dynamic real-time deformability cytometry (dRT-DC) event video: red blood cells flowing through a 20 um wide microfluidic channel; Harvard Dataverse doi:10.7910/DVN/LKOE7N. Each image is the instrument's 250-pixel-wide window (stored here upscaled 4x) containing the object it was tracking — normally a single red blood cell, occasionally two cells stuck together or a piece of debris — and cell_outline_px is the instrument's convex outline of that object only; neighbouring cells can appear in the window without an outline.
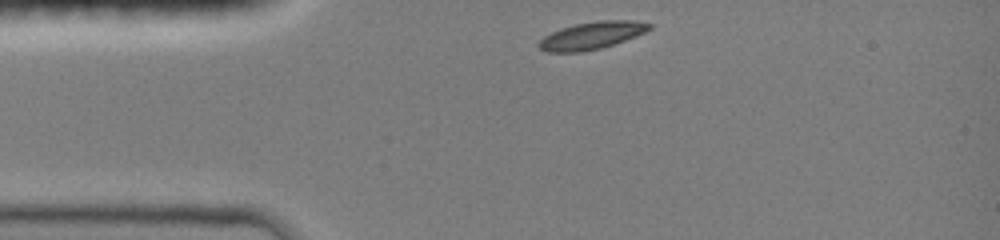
{"species": "common noctule bat (a hibernating species)", "species_latin": "Nyctalus noctula", "temperature_condition": "room temperature", "stored_images_in_passage": 33, "camera_frame_rate_fps": 3000, "um_per_image_px": 0.085, "animal": {"sex": "female", "body_mass_g": 19.0, "forearm_length_mm": 51.5}, "frame": {"image": 1, "passage_image": 1, "time_ms": 0.0, "image_size_px": [1000, 240], "cell_outline_px": [[652, 28], [636, 36], [600, 48], [580, 52], [548, 52], [540, 48], [536, 44], [544, 36], [560, 28], [576, 24], [600, 20], [632, 20], [652, 24]], "centroid_in_image_um": [50.28, 3.01], "position_along_channel_um": 34.7, "area_um2": 17.46}}
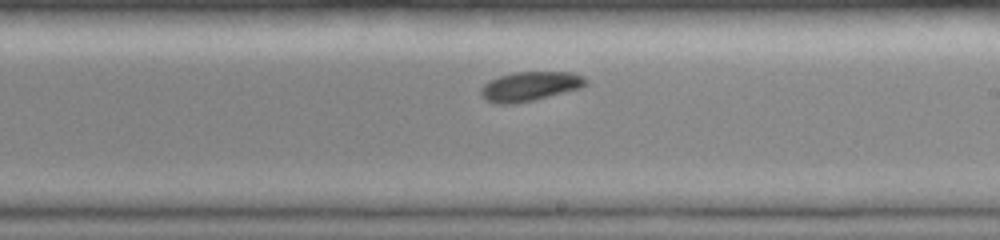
{"frame": {"image": 2, "passage_image": 19, "time_ms": 6.0, "image_size_px": [1000, 240], "cell_outline_px": [[588, 84], [580, 88], [516, 104], [496, 104], [484, 100], [480, 96], [480, 88], [484, 84], [500, 76], [516, 72], [572, 72], [584, 76], [588, 80]], "centroid_in_image_um": [45.03, 7.34], "position_along_channel_um": 244.0, "area_um2": 17.98}}
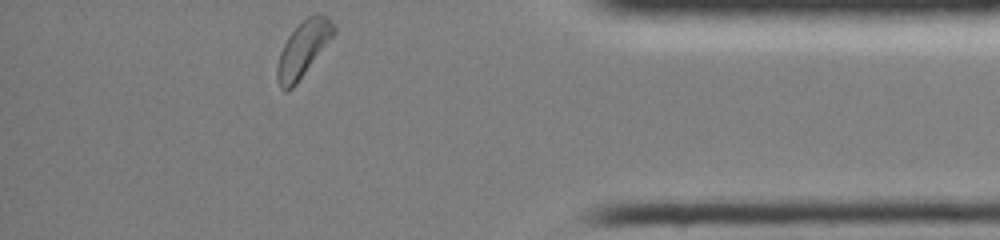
{"frame": {"image": 3, "passage_image": 33, "time_ms": 10.667, "image_size_px": [1000, 240], "cell_outline_px": [[336, 32], [296, 84], [288, 92], [284, 92], [280, 88], [276, 80], [276, 68], [280, 52], [288, 36], [308, 16], [316, 12], [320, 12], [328, 16], [336, 28]], "centroid_in_image_um": [25.76, 4.17], "position_along_channel_um": 409.4, "area_um2": 18.26}, "authors_computed_cell_mechanics": {"area_um2": 17.918, "velocity_mm_per_s": 3.9722, "shape_relaxation_time_tau1_ms": 1.4785, "shape_relaxation_time_tau2_ms": null, "deformation_change_tau1": 0.0759, "deformation_change_tau2": null}}